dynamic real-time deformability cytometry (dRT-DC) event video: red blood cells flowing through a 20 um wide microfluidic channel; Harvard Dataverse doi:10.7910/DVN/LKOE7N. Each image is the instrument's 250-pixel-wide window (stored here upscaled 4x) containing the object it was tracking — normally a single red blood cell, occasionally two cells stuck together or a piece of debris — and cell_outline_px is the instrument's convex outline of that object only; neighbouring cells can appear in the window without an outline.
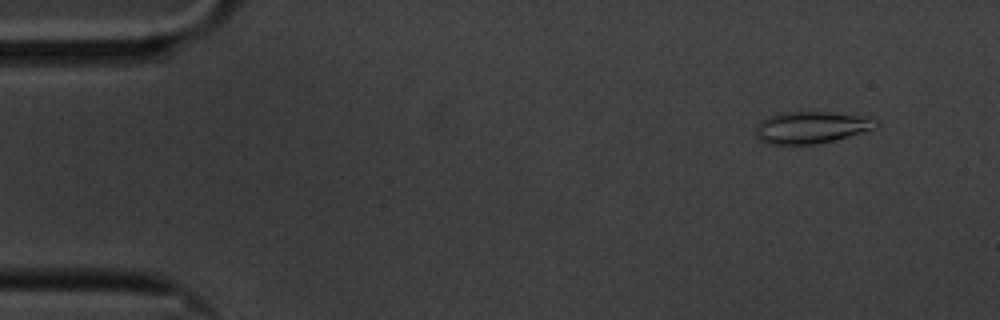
{"species": "common noctule bat (a hibernating species)", "species_latin": "Nyctalus noctula", "temperature_condition": "cold", "stored_images_in_passage": 58, "camera_frame_rate_fps": 3000, "um_per_image_px": 0.085, "animal": {"sex": "male", "body_mass_g": 20.1, "forearm_length_mm": 53.5}, "frame": {"image": 1, "passage_image": 4, "time_ms": 1.0, "image_size_px": [1000, 320], "cell_outline_px": [[880, 124], [876, 128], [848, 136], [816, 144], [768, 144], [760, 140], [756, 136], [756, 124], [760, 120], [768, 116], [784, 112], [828, 112], [868, 116], [880, 120]], "centroid_in_image_um": [68.98, 10.81], "position_along_channel_um": 16.0, "area_um2": 22.54}}
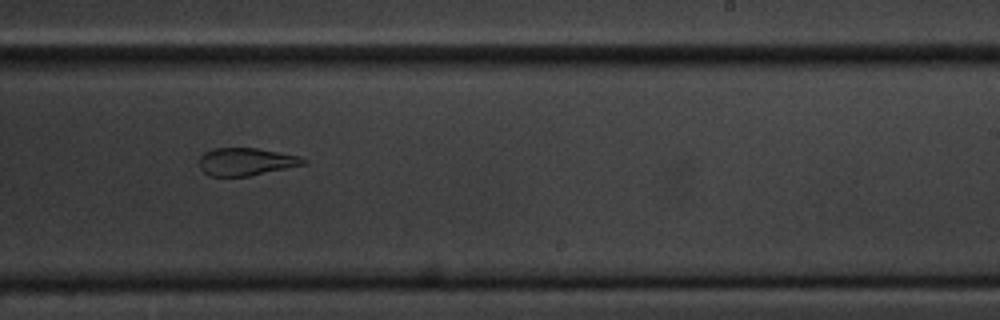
{"frame": {"image": 2, "passage_image": 35, "time_ms": 11.333, "image_size_px": [1000, 320], "cell_outline_px": [[308, 164], [248, 176], [212, 176], [204, 172], [200, 168], [200, 156], [204, 152], [216, 148], [256, 148], [300, 156], [308, 160]], "centroid_in_image_um": [20.95, 13.74], "position_along_channel_um": 268.0, "area_um2": 16.76}}
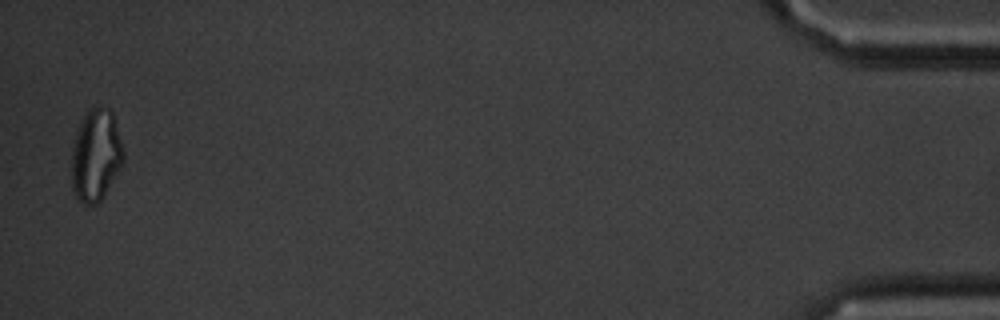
{"frame": {"image": 3, "passage_image": 57, "time_ms": 18.667, "image_size_px": [1000, 320], "cell_outline_px": [[124, 164], [104, 196], [96, 204], [84, 204], [72, 192], [72, 148], [76, 132], [80, 120], [84, 112], [88, 108], [112, 108], [124, 152]], "centroid_in_image_um": [8.16, 13.18], "position_along_channel_um": 427.0, "area_um2": 28.21}, "authors_computed_cell_mechanics": {"area_um2": 19.7387, "velocity_mm_per_s": 3.3783, "shape_relaxation_time_tau1_ms": null, "shape_relaxation_time_tau2_ms": 2.956, "deformation_change_tau1": null, "deformation_change_tau2": 0.1046}}